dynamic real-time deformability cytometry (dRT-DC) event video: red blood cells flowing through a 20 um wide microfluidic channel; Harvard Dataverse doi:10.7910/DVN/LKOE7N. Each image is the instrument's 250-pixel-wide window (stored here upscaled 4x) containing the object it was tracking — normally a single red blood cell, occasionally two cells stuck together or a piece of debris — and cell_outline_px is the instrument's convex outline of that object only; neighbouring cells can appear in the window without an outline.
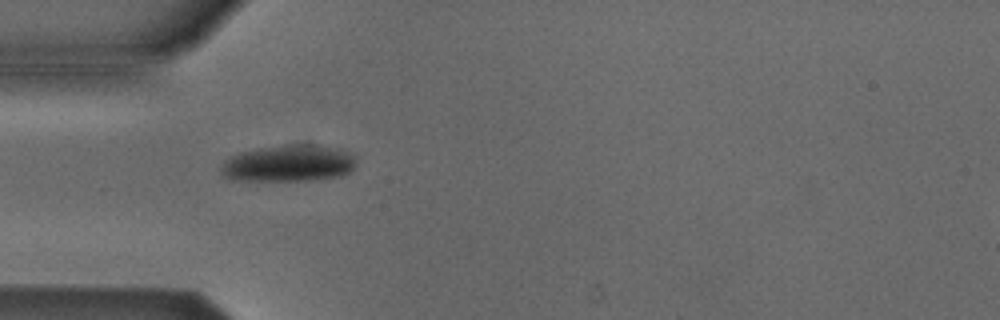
{"species": "Egyptian fruit bat (a non-hibernating species)", "species_latin": "Rousettus aegyptiacus", "temperature_condition": "cold", "stored_images_in_passage": 4, "camera_frame_rate_fps": 3000, "um_per_image_px": 0.085, "animal": {"sex": "male"}, "frame": {"image": 1, "passage_image": 1, "time_ms": 0.0, "image_size_px": [1000, 320], "cell_outline_px": [[352, 168], [348, 172], [336, 176], [312, 180], [228, 180], [220, 172], [220, 168], [224, 160], [240, 152], [260, 148], [288, 144], [312, 144], [340, 148], [352, 156]], "centroid_in_image_um": [24.44, 13.88], "position_along_channel_um": 60.6, "area_um2": 28.61}}
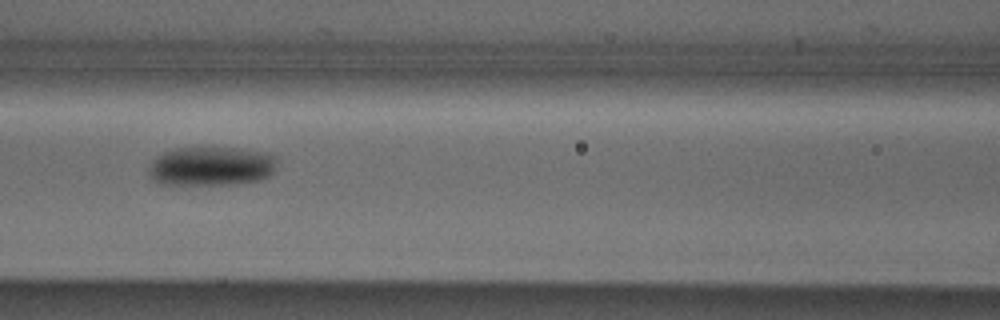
{"frame": {"image": 2, "passage_image": 3, "time_ms": 2.333, "image_size_px": [1000, 320], "cell_outline_px": [[276, 160], [272, 172], [268, 176], [260, 180], [232, 184], [160, 184], [152, 180], [148, 176], [148, 164], [156, 156], [164, 152], [176, 148], [240, 148], [268, 152], [276, 156]], "centroid_in_image_um": [17.91, 14.12], "position_along_channel_um": 148.7, "area_um2": 29.48}}
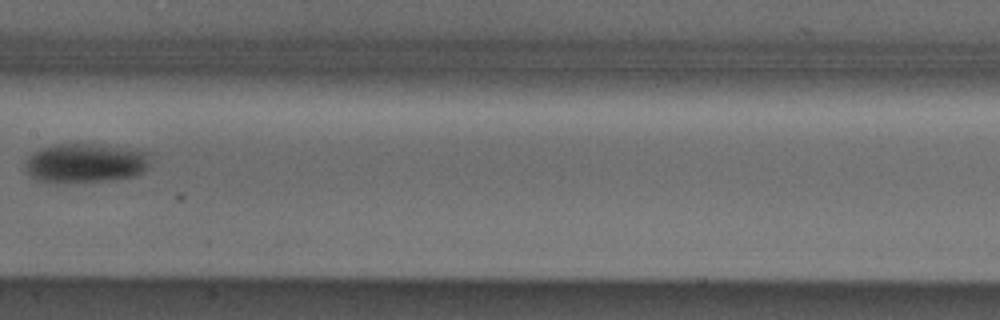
{"frame": {"image": 3, "passage_image": 4, "time_ms": 3.667, "image_size_px": [1000, 320], "cell_outline_px": [[148, 164], [140, 172], [132, 176], [108, 180], [56, 184], [36, 180], [28, 172], [24, 164], [28, 156], [40, 148], [56, 144], [92, 144], [148, 152]], "centroid_in_image_um": [7.15, 13.88], "position_along_channel_um": 200.3, "area_um2": 28.32}}